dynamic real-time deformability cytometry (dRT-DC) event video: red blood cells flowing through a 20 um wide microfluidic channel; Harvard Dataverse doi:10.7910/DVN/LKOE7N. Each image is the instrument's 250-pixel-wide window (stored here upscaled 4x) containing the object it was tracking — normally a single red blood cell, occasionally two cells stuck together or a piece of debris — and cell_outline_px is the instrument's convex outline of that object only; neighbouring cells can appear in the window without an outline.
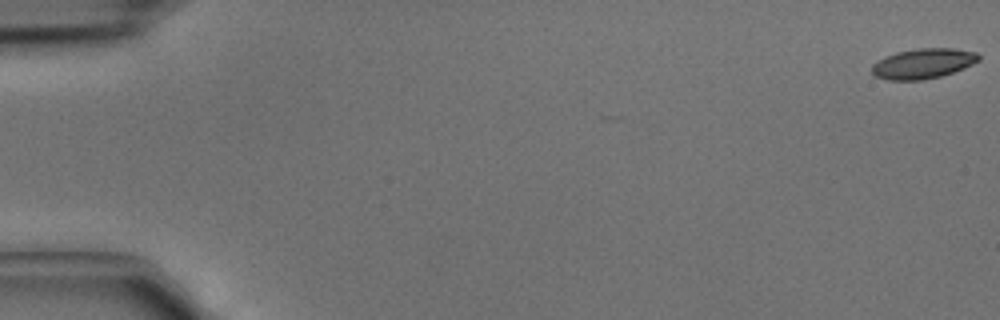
{"species": "common noctule bat (a hibernating species)", "species_latin": "Nyctalus noctula", "temperature_condition": "cold", "stored_images_in_passage": 7, "camera_frame_rate_fps": 3000, "um_per_image_px": 0.085, "animal": {"sex": "male", "body_mass_g": 15.6}, "frame": {"image": 1, "passage_image": 1, "time_ms": 0.0, "image_size_px": [1000, 320], "cell_outline_px": [[980, 60], [964, 68], [940, 76], [920, 80], [888, 80], [876, 76], [872, 72], [872, 64], [884, 56], [896, 52], [916, 48], [952, 48], [976, 52], [980, 56]], "centroid_in_image_um": [78.45, 5.39], "position_along_channel_um": 6.6, "area_um2": 18.73}}